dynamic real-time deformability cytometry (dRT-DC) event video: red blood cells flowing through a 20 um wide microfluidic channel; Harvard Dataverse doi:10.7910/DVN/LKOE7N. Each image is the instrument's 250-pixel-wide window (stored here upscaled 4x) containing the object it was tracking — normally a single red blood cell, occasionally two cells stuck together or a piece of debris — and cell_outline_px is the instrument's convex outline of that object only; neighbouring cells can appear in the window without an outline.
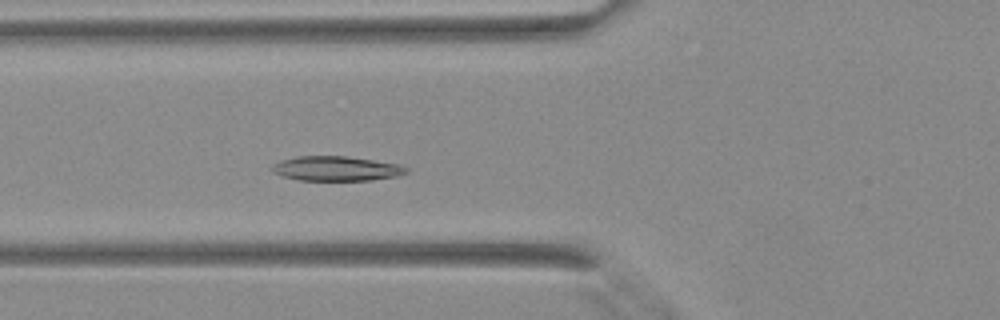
{"species": "Egyptian fruit bat (a non-hibernating species)", "species_latin": "Rousettus aegyptiacus", "temperature_condition": "warm", "stored_images_in_passage": 26, "camera_frame_rate_fps": 3000, "um_per_image_px": 0.085, "animal": {"sex": "female"}, "frame": {"image": 1, "passage_image": 7, "time_ms": 2.0, "image_size_px": [1000, 320], "cell_outline_px": [[408, 172], [396, 176], [372, 180], [300, 180], [284, 176], [272, 172], [272, 164], [280, 160], [296, 156], [348, 156], [400, 164], [408, 168]], "centroid_in_image_um": [28.59, 14.32], "position_along_channel_um": 97.2, "area_um2": 19.31}}
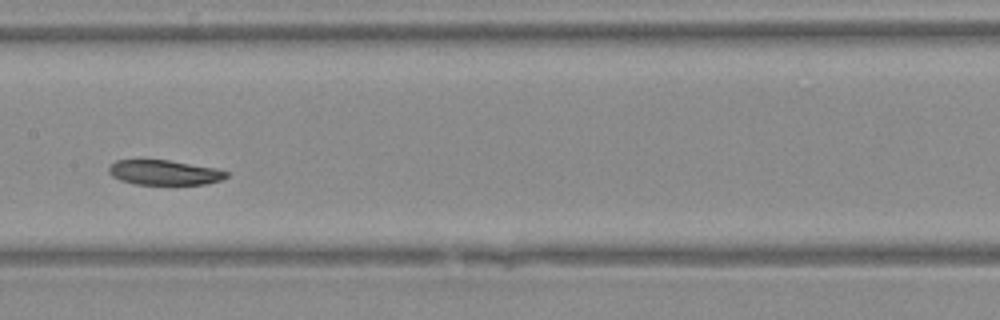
{"frame": {"image": 2, "passage_image": 13, "time_ms": 4.0, "image_size_px": [1000, 320], "cell_outline_px": [[228, 176], [220, 180], [204, 184], [136, 184], [120, 180], [112, 176], [108, 172], [108, 168], [116, 160], [168, 160], [216, 168], [228, 172]], "centroid_in_image_um": [13.96, 14.66], "position_along_channel_um": 193.4, "area_um2": 16.88}}
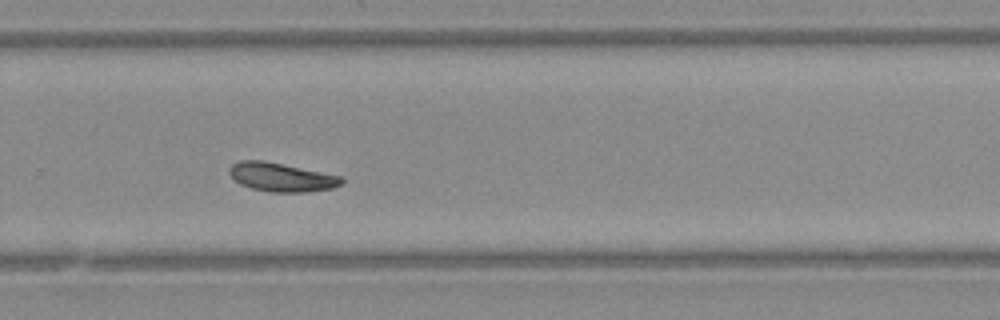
{"frame": {"image": 3, "passage_image": 20, "time_ms": 6.333, "image_size_px": [1000, 320], "cell_outline_px": [[344, 184], [332, 188], [304, 192], [272, 192], [252, 188], [240, 184], [228, 172], [228, 168], [232, 164], [240, 160], [264, 160], [344, 176]], "centroid_in_image_um": [23.96, 15.05], "position_along_channel_um": 305.8, "area_um2": 18.96}}